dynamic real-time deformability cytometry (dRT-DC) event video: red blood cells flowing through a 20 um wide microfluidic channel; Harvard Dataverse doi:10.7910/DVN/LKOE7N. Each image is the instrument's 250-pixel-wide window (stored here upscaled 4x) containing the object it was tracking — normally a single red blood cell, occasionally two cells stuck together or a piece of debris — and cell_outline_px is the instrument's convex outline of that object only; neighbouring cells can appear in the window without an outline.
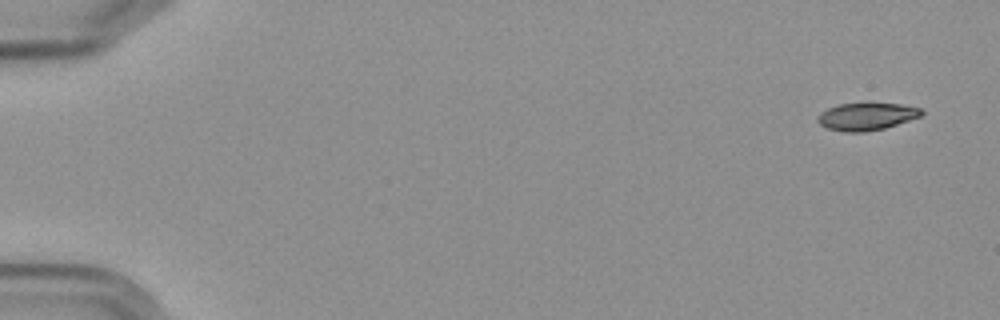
{"species": "Egyptian fruit bat (a non-hibernating species)", "species_latin": "Rousettus aegyptiacus", "temperature_condition": "cold", "stored_images_in_passage": 11, "camera_frame_rate_fps": 3000, "um_per_image_px": 0.085, "frame": {"image": 1, "passage_image": 1, "time_ms": 0.0, "image_size_px": [1000, 320], "cell_outline_px": [[924, 112], [920, 116], [884, 128], [864, 132], [844, 132], [828, 128], [820, 124], [816, 120], [816, 116], [820, 112], [828, 108], [840, 104], [868, 100], [900, 104], [920, 108]], "centroid_in_image_um": [73.62, 9.85], "position_along_channel_um": 11.4, "area_um2": 17.17}}
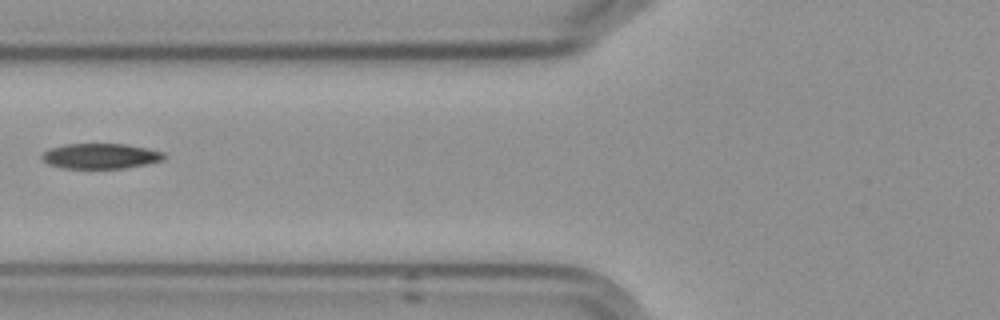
{"frame": {"image": 2, "passage_image": 6, "time_ms": 7.0, "image_size_px": [1000, 320], "cell_outline_px": [[168, 156], [164, 160], [148, 164], [124, 168], [64, 168], [48, 164], [40, 156], [48, 148], [64, 144], [124, 144], [164, 152]], "centroid_in_image_um": [8.56, 13.26], "position_along_channel_um": 117.2, "area_um2": 18.03}}
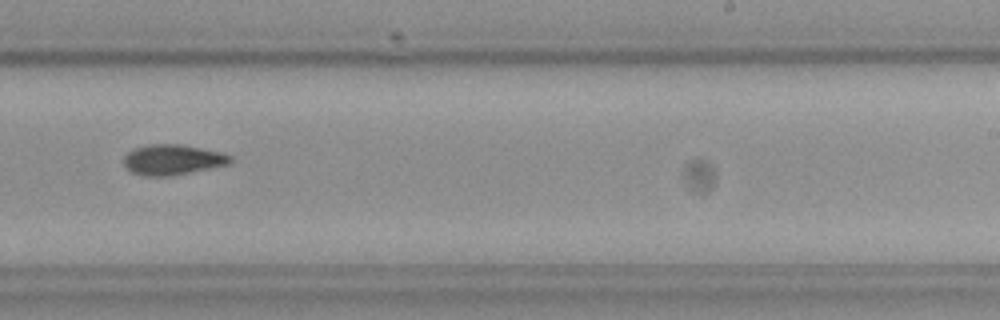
{"frame": {"image": 3, "passage_image": 10, "time_ms": 11.333, "image_size_px": [1000, 320], "cell_outline_px": [[232, 160], [228, 164], [168, 176], [144, 176], [132, 172], [124, 164], [124, 156], [128, 152], [136, 148], [148, 144], [180, 144], [224, 152], [232, 156]], "centroid_in_image_um": [14.68, 13.56], "position_along_channel_um": 274.3, "area_um2": 18.67}}